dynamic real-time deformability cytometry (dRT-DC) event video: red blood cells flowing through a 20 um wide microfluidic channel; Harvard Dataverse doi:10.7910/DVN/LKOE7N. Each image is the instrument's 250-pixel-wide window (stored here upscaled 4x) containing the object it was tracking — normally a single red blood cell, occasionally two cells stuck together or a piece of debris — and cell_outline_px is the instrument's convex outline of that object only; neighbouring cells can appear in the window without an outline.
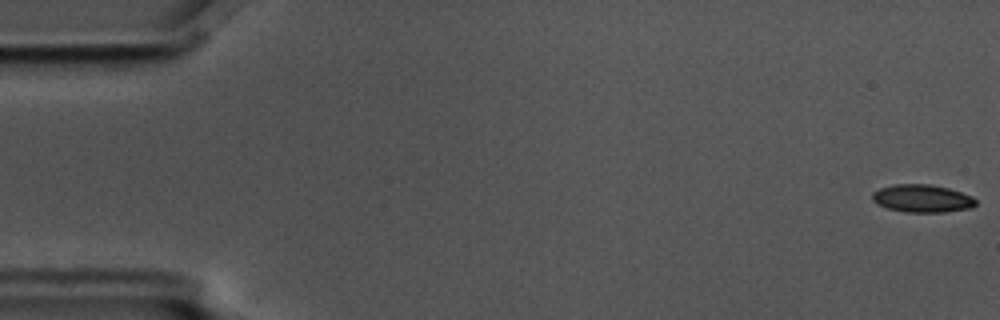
{"species": "common noctule bat (a hibernating species)", "species_latin": "Nyctalus noctula", "temperature_condition": "cold", "stored_images_in_passage": 6, "camera_frame_rate_fps": 3000, "um_per_image_px": 0.085, "animal": {"sex": "male", "body_mass_g": 17.5, "forearm_length_mm": 52.3}, "frame": {"image": 1, "passage_image": 1, "time_ms": 0.0, "image_size_px": [1000, 320], "cell_outline_px": [[976, 204], [972, 208], [944, 212], [908, 212], [888, 208], [872, 200], [872, 192], [880, 188], [892, 184], [928, 184], [948, 188], [972, 196], [976, 200]], "centroid_in_image_um": [78.4, 16.86], "position_along_channel_um": 6.6, "area_um2": 16.65}}